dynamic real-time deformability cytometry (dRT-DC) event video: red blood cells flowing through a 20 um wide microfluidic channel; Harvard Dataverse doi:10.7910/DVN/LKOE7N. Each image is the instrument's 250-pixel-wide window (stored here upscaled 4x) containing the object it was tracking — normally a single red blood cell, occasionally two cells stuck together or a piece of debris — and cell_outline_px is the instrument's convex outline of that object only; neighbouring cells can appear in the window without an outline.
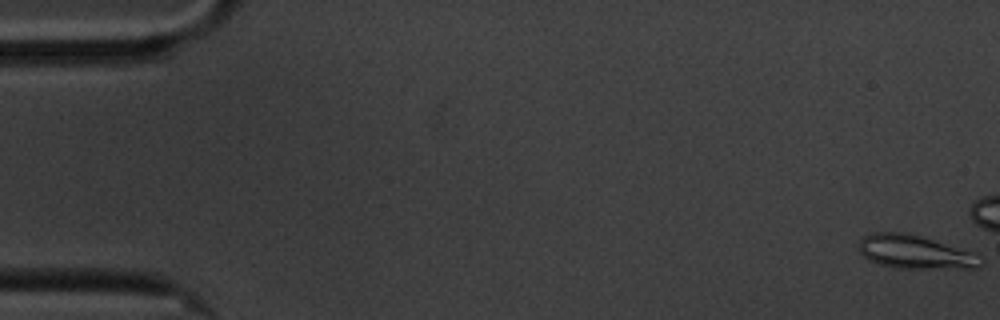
{"species": "common noctule bat (a hibernating species)", "species_latin": "Nyctalus noctula", "temperature_condition": "cold", "stored_images_in_passage": 1, "camera_frame_rate_fps": 3000, "um_per_image_px": 0.085, "animal": {"sex": "male", "body_mass_g": 20.1, "forearm_length_mm": 53.5}, "frame": {"image": 1, "passage_image": 1, "time_ms": 0.0, "image_size_px": [1000, 320], "cell_outline_px": [[984, 264], [976, 268], [896, 268], [880, 264], [868, 260], [860, 252], [860, 240], [864, 236], [872, 232], [904, 232], [920, 236], [972, 252], [980, 256], [984, 260]], "centroid_in_image_um": [77.79, 21.43], "position_along_channel_um": 7.2, "area_um2": 23.64}}